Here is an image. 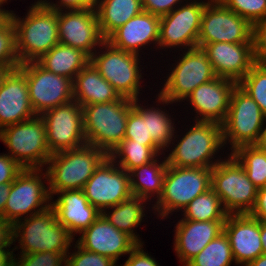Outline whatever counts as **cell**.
I'll use <instances>...</instances> for the list:
<instances>
[{"label":"cell","instance_id":"17","mask_svg":"<svg viewBox=\"0 0 266 266\" xmlns=\"http://www.w3.org/2000/svg\"><path fill=\"white\" fill-rule=\"evenodd\" d=\"M89 203L101 213L132 196L130 174L107 156L83 188Z\"/></svg>","mask_w":266,"mask_h":266},{"label":"cell","instance_id":"30","mask_svg":"<svg viewBox=\"0 0 266 266\" xmlns=\"http://www.w3.org/2000/svg\"><path fill=\"white\" fill-rule=\"evenodd\" d=\"M163 155L160 154L153 161L129 172L132 196L146 199L152 205L158 200L162 193L167 171V159Z\"/></svg>","mask_w":266,"mask_h":266},{"label":"cell","instance_id":"21","mask_svg":"<svg viewBox=\"0 0 266 266\" xmlns=\"http://www.w3.org/2000/svg\"><path fill=\"white\" fill-rule=\"evenodd\" d=\"M75 240L85 250L109 257L116 263L138 245L132 237L110 224L102 214Z\"/></svg>","mask_w":266,"mask_h":266},{"label":"cell","instance_id":"4","mask_svg":"<svg viewBox=\"0 0 266 266\" xmlns=\"http://www.w3.org/2000/svg\"><path fill=\"white\" fill-rule=\"evenodd\" d=\"M141 57L118 49L105 40L92 54L90 62L121 97L135 100L141 99L145 88L142 85L144 76H147L143 70L144 68L148 69L147 66H143L146 56H143L144 60Z\"/></svg>","mask_w":266,"mask_h":266},{"label":"cell","instance_id":"44","mask_svg":"<svg viewBox=\"0 0 266 266\" xmlns=\"http://www.w3.org/2000/svg\"><path fill=\"white\" fill-rule=\"evenodd\" d=\"M144 244H138L127 256L123 266H161L155 257L144 251Z\"/></svg>","mask_w":266,"mask_h":266},{"label":"cell","instance_id":"36","mask_svg":"<svg viewBox=\"0 0 266 266\" xmlns=\"http://www.w3.org/2000/svg\"><path fill=\"white\" fill-rule=\"evenodd\" d=\"M232 154L257 189L266 186V151L256 145H245L238 147Z\"/></svg>","mask_w":266,"mask_h":266},{"label":"cell","instance_id":"40","mask_svg":"<svg viewBox=\"0 0 266 266\" xmlns=\"http://www.w3.org/2000/svg\"><path fill=\"white\" fill-rule=\"evenodd\" d=\"M19 65L16 54L15 27L11 20L0 29V67L14 69Z\"/></svg>","mask_w":266,"mask_h":266},{"label":"cell","instance_id":"27","mask_svg":"<svg viewBox=\"0 0 266 266\" xmlns=\"http://www.w3.org/2000/svg\"><path fill=\"white\" fill-rule=\"evenodd\" d=\"M155 96V102L152 101L154 103H151L152 105L148 103L149 100L142 101L140 99L133 100V103L147 116L148 135H151L152 142L164 154L171 146L178 125L175 123L178 121L177 115H174L175 117L172 115L175 112H171V114L169 112L170 108H174L173 105L176 104L163 98L158 92ZM166 106L169 107L168 110Z\"/></svg>","mask_w":266,"mask_h":266},{"label":"cell","instance_id":"41","mask_svg":"<svg viewBox=\"0 0 266 266\" xmlns=\"http://www.w3.org/2000/svg\"><path fill=\"white\" fill-rule=\"evenodd\" d=\"M73 248V250H72ZM72 251V252H71ZM111 258L82 248L76 241L66 256V266H115Z\"/></svg>","mask_w":266,"mask_h":266},{"label":"cell","instance_id":"53","mask_svg":"<svg viewBox=\"0 0 266 266\" xmlns=\"http://www.w3.org/2000/svg\"><path fill=\"white\" fill-rule=\"evenodd\" d=\"M260 234L263 247V254H266V221H260Z\"/></svg>","mask_w":266,"mask_h":266},{"label":"cell","instance_id":"6","mask_svg":"<svg viewBox=\"0 0 266 266\" xmlns=\"http://www.w3.org/2000/svg\"><path fill=\"white\" fill-rule=\"evenodd\" d=\"M177 53L174 60H171L174 63L171 66L170 63L164 66L168 72H166V76L162 73V86L160 84V87H156L159 89H155V92L176 106L179 103V106L183 107L181 106L182 102L193 90L217 76L207 54L201 48L178 51Z\"/></svg>","mask_w":266,"mask_h":266},{"label":"cell","instance_id":"38","mask_svg":"<svg viewBox=\"0 0 266 266\" xmlns=\"http://www.w3.org/2000/svg\"><path fill=\"white\" fill-rule=\"evenodd\" d=\"M124 139L141 145H155L151 135H148L147 116L134 103L129 110Z\"/></svg>","mask_w":266,"mask_h":266},{"label":"cell","instance_id":"7","mask_svg":"<svg viewBox=\"0 0 266 266\" xmlns=\"http://www.w3.org/2000/svg\"><path fill=\"white\" fill-rule=\"evenodd\" d=\"M212 168L173 167L167 165L162 193L152 205L161 221L178 215L198 195L211 189ZM176 212V213H175Z\"/></svg>","mask_w":266,"mask_h":266},{"label":"cell","instance_id":"12","mask_svg":"<svg viewBox=\"0 0 266 266\" xmlns=\"http://www.w3.org/2000/svg\"><path fill=\"white\" fill-rule=\"evenodd\" d=\"M265 117L259 105L237 84L232 91L227 117L222 124L226 151L232 153L240 146L255 145Z\"/></svg>","mask_w":266,"mask_h":266},{"label":"cell","instance_id":"22","mask_svg":"<svg viewBox=\"0 0 266 266\" xmlns=\"http://www.w3.org/2000/svg\"><path fill=\"white\" fill-rule=\"evenodd\" d=\"M207 54L216 76L239 83L256 63L253 43L216 42L206 44Z\"/></svg>","mask_w":266,"mask_h":266},{"label":"cell","instance_id":"2","mask_svg":"<svg viewBox=\"0 0 266 266\" xmlns=\"http://www.w3.org/2000/svg\"><path fill=\"white\" fill-rule=\"evenodd\" d=\"M25 16L12 12L15 27L16 54L20 65L39 60L59 44L58 11L49 9L45 0H35Z\"/></svg>","mask_w":266,"mask_h":266},{"label":"cell","instance_id":"11","mask_svg":"<svg viewBox=\"0 0 266 266\" xmlns=\"http://www.w3.org/2000/svg\"><path fill=\"white\" fill-rule=\"evenodd\" d=\"M49 206L51 197L46 170L23 169L11 183L4 209V231L17 221L42 212Z\"/></svg>","mask_w":266,"mask_h":266},{"label":"cell","instance_id":"23","mask_svg":"<svg viewBox=\"0 0 266 266\" xmlns=\"http://www.w3.org/2000/svg\"><path fill=\"white\" fill-rule=\"evenodd\" d=\"M223 231L237 266H247L263 254L260 221L249 214H228Z\"/></svg>","mask_w":266,"mask_h":266},{"label":"cell","instance_id":"16","mask_svg":"<svg viewBox=\"0 0 266 266\" xmlns=\"http://www.w3.org/2000/svg\"><path fill=\"white\" fill-rule=\"evenodd\" d=\"M51 155L76 149L86 143L83 109L75 100L59 105L41 115Z\"/></svg>","mask_w":266,"mask_h":266},{"label":"cell","instance_id":"5","mask_svg":"<svg viewBox=\"0 0 266 266\" xmlns=\"http://www.w3.org/2000/svg\"><path fill=\"white\" fill-rule=\"evenodd\" d=\"M107 156L103 150L90 144L52 154L44 168L50 197L64 190L83 189Z\"/></svg>","mask_w":266,"mask_h":266},{"label":"cell","instance_id":"19","mask_svg":"<svg viewBox=\"0 0 266 266\" xmlns=\"http://www.w3.org/2000/svg\"><path fill=\"white\" fill-rule=\"evenodd\" d=\"M59 43L80 49L89 57L105 41L95 8L58 12Z\"/></svg>","mask_w":266,"mask_h":266},{"label":"cell","instance_id":"20","mask_svg":"<svg viewBox=\"0 0 266 266\" xmlns=\"http://www.w3.org/2000/svg\"><path fill=\"white\" fill-rule=\"evenodd\" d=\"M159 30L160 16L142 11L115 30L106 41L126 52L146 55L144 50H152V47L150 52H158Z\"/></svg>","mask_w":266,"mask_h":266},{"label":"cell","instance_id":"14","mask_svg":"<svg viewBox=\"0 0 266 266\" xmlns=\"http://www.w3.org/2000/svg\"><path fill=\"white\" fill-rule=\"evenodd\" d=\"M253 26L220 0H209L201 19L197 48L216 42L253 43Z\"/></svg>","mask_w":266,"mask_h":266},{"label":"cell","instance_id":"18","mask_svg":"<svg viewBox=\"0 0 266 266\" xmlns=\"http://www.w3.org/2000/svg\"><path fill=\"white\" fill-rule=\"evenodd\" d=\"M236 85L234 81L217 76L193 90L181 105L186 112L190 110L189 114L192 112L190 115L194 117L191 116V120L210 121L222 125L227 117L230 98Z\"/></svg>","mask_w":266,"mask_h":266},{"label":"cell","instance_id":"29","mask_svg":"<svg viewBox=\"0 0 266 266\" xmlns=\"http://www.w3.org/2000/svg\"><path fill=\"white\" fill-rule=\"evenodd\" d=\"M148 212L149 214H153L152 204H150L146 199L131 196L127 200L105 209L101 214L110 224L115 226L119 231L128 234L138 244H145L141 239L142 237H140V234L136 231L137 228L142 225V222L144 223L145 220H148L150 217L147 215Z\"/></svg>","mask_w":266,"mask_h":266},{"label":"cell","instance_id":"13","mask_svg":"<svg viewBox=\"0 0 266 266\" xmlns=\"http://www.w3.org/2000/svg\"><path fill=\"white\" fill-rule=\"evenodd\" d=\"M208 1L185 0L172 12L160 17L158 53L164 55V50L174 57L175 52L197 48L201 19Z\"/></svg>","mask_w":266,"mask_h":266},{"label":"cell","instance_id":"45","mask_svg":"<svg viewBox=\"0 0 266 266\" xmlns=\"http://www.w3.org/2000/svg\"><path fill=\"white\" fill-rule=\"evenodd\" d=\"M23 168L6 153H0V184L12 183Z\"/></svg>","mask_w":266,"mask_h":266},{"label":"cell","instance_id":"49","mask_svg":"<svg viewBox=\"0 0 266 266\" xmlns=\"http://www.w3.org/2000/svg\"><path fill=\"white\" fill-rule=\"evenodd\" d=\"M249 215L259 221H266V186L257 189L256 202Z\"/></svg>","mask_w":266,"mask_h":266},{"label":"cell","instance_id":"28","mask_svg":"<svg viewBox=\"0 0 266 266\" xmlns=\"http://www.w3.org/2000/svg\"><path fill=\"white\" fill-rule=\"evenodd\" d=\"M120 98L119 93L101 76L91 62L73 80V100L82 107L117 101Z\"/></svg>","mask_w":266,"mask_h":266},{"label":"cell","instance_id":"1","mask_svg":"<svg viewBox=\"0 0 266 266\" xmlns=\"http://www.w3.org/2000/svg\"><path fill=\"white\" fill-rule=\"evenodd\" d=\"M189 122L193 124H187L185 127H188L184 131L177 126L171 146L167 153H164L167 165L189 168L214 167L228 154L223 143L222 125L210 121Z\"/></svg>","mask_w":266,"mask_h":266},{"label":"cell","instance_id":"25","mask_svg":"<svg viewBox=\"0 0 266 266\" xmlns=\"http://www.w3.org/2000/svg\"><path fill=\"white\" fill-rule=\"evenodd\" d=\"M174 225L173 251L180 265L185 266L204 247L223 232L225 221L178 220Z\"/></svg>","mask_w":266,"mask_h":266},{"label":"cell","instance_id":"24","mask_svg":"<svg viewBox=\"0 0 266 266\" xmlns=\"http://www.w3.org/2000/svg\"><path fill=\"white\" fill-rule=\"evenodd\" d=\"M34 116L25 74L18 67L10 69L0 85V130Z\"/></svg>","mask_w":266,"mask_h":266},{"label":"cell","instance_id":"3","mask_svg":"<svg viewBox=\"0 0 266 266\" xmlns=\"http://www.w3.org/2000/svg\"><path fill=\"white\" fill-rule=\"evenodd\" d=\"M13 251L17 254L59 252L67 256L75 238L57 220L55 209L49 206L42 212L21 219L7 230Z\"/></svg>","mask_w":266,"mask_h":266},{"label":"cell","instance_id":"56","mask_svg":"<svg viewBox=\"0 0 266 266\" xmlns=\"http://www.w3.org/2000/svg\"><path fill=\"white\" fill-rule=\"evenodd\" d=\"M16 1V0H15ZM21 1V0H20ZM25 1V0H24ZM8 2H11V0H0V5L1 6H5V5H7V4H9ZM5 4V5H4Z\"/></svg>","mask_w":266,"mask_h":266},{"label":"cell","instance_id":"33","mask_svg":"<svg viewBox=\"0 0 266 266\" xmlns=\"http://www.w3.org/2000/svg\"><path fill=\"white\" fill-rule=\"evenodd\" d=\"M163 154L155 145H141L131 139H123L108 155L126 172L153 161Z\"/></svg>","mask_w":266,"mask_h":266},{"label":"cell","instance_id":"15","mask_svg":"<svg viewBox=\"0 0 266 266\" xmlns=\"http://www.w3.org/2000/svg\"><path fill=\"white\" fill-rule=\"evenodd\" d=\"M25 74L29 100L36 115L73 100V80L56 75L43 68L37 61L18 66Z\"/></svg>","mask_w":266,"mask_h":266},{"label":"cell","instance_id":"26","mask_svg":"<svg viewBox=\"0 0 266 266\" xmlns=\"http://www.w3.org/2000/svg\"><path fill=\"white\" fill-rule=\"evenodd\" d=\"M51 206L55 209L57 220L75 239L101 214L89 203L83 189L56 192L51 198Z\"/></svg>","mask_w":266,"mask_h":266},{"label":"cell","instance_id":"34","mask_svg":"<svg viewBox=\"0 0 266 266\" xmlns=\"http://www.w3.org/2000/svg\"><path fill=\"white\" fill-rule=\"evenodd\" d=\"M227 216L228 213L224 210L219 196L212 189H209L195 197L181 211L179 220L226 221Z\"/></svg>","mask_w":266,"mask_h":266},{"label":"cell","instance_id":"52","mask_svg":"<svg viewBox=\"0 0 266 266\" xmlns=\"http://www.w3.org/2000/svg\"><path fill=\"white\" fill-rule=\"evenodd\" d=\"M259 149L266 151V117L260 132L259 139L255 144Z\"/></svg>","mask_w":266,"mask_h":266},{"label":"cell","instance_id":"50","mask_svg":"<svg viewBox=\"0 0 266 266\" xmlns=\"http://www.w3.org/2000/svg\"><path fill=\"white\" fill-rule=\"evenodd\" d=\"M11 189V183L0 184V227L4 230V209L9 192Z\"/></svg>","mask_w":266,"mask_h":266},{"label":"cell","instance_id":"48","mask_svg":"<svg viewBox=\"0 0 266 266\" xmlns=\"http://www.w3.org/2000/svg\"><path fill=\"white\" fill-rule=\"evenodd\" d=\"M7 231L0 233V266H15V252Z\"/></svg>","mask_w":266,"mask_h":266},{"label":"cell","instance_id":"8","mask_svg":"<svg viewBox=\"0 0 266 266\" xmlns=\"http://www.w3.org/2000/svg\"><path fill=\"white\" fill-rule=\"evenodd\" d=\"M132 106L133 100L125 97L117 101L83 106L86 143L109 155L124 139L126 122Z\"/></svg>","mask_w":266,"mask_h":266},{"label":"cell","instance_id":"37","mask_svg":"<svg viewBox=\"0 0 266 266\" xmlns=\"http://www.w3.org/2000/svg\"><path fill=\"white\" fill-rule=\"evenodd\" d=\"M238 85L259 105L266 116V64L256 62Z\"/></svg>","mask_w":266,"mask_h":266},{"label":"cell","instance_id":"35","mask_svg":"<svg viewBox=\"0 0 266 266\" xmlns=\"http://www.w3.org/2000/svg\"><path fill=\"white\" fill-rule=\"evenodd\" d=\"M236 265L232 249L223 231L185 266H231Z\"/></svg>","mask_w":266,"mask_h":266},{"label":"cell","instance_id":"32","mask_svg":"<svg viewBox=\"0 0 266 266\" xmlns=\"http://www.w3.org/2000/svg\"><path fill=\"white\" fill-rule=\"evenodd\" d=\"M37 62L56 75L74 80L75 76L90 62V57L80 49L59 43Z\"/></svg>","mask_w":266,"mask_h":266},{"label":"cell","instance_id":"46","mask_svg":"<svg viewBox=\"0 0 266 266\" xmlns=\"http://www.w3.org/2000/svg\"><path fill=\"white\" fill-rule=\"evenodd\" d=\"M185 0H142L143 10L157 16L172 12Z\"/></svg>","mask_w":266,"mask_h":266},{"label":"cell","instance_id":"10","mask_svg":"<svg viewBox=\"0 0 266 266\" xmlns=\"http://www.w3.org/2000/svg\"><path fill=\"white\" fill-rule=\"evenodd\" d=\"M211 189L228 214H249L256 202L257 188L232 153L212 167Z\"/></svg>","mask_w":266,"mask_h":266},{"label":"cell","instance_id":"42","mask_svg":"<svg viewBox=\"0 0 266 266\" xmlns=\"http://www.w3.org/2000/svg\"><path fill=\"white\" fill-rule=\"evenodd\" d=\"M15 266H66V256L51 251L15 254Z\"/></svg>","mask_w":266,"mask_h":266},{"label":"cell","instance_id":"51","mask_svg":"<svg viewBox=\"0 0 266 266\" xmlns=\"http://www.w3.org/2000/svg\"><path fill=\"white\" fill-rule=\"evenodd\" d=\"M13 10L5 9L0 5V29L5 27L12 20Z\"/></svg>","mask_w":266,"mask_h":266},{"label":"cell","instance_id":"54","mask_svg":"<svg viewBox=\"0 0 266 266\" xmlns=\"http://www.w3.org/2000/svg\"><path fill=\"white\" fill-rule=\"evenodd\" d=\"M247 266H266V254H262L255 260L251 261Z\"/></svg>","mask_w":266,"mask_h":266},{"label":"cell","instance_id":"39","mask_svg":"<svg viewBox=\"0 0 266 266\" xmlns=\"http://www.w3.org/2000/svg\"><path fill=\"white\" fill-rule=\"evenodd\" d=\"M228 9L246 19L252 26L266 18V0H220Z\"/></svg>","mask_w":266,"mask_h":266},{"label":"cell","instance_id":"47","mask_svg":"<svg viewBox=\"0 0 266 266\" xmlns=\"http://www.w3.org/2000/svg\"><path fill=\"white\" fill-rule=\"evenodd\" d=\"M45 0V5L54 11L95 8L97 0ZM55 2V3H54Z\"/></svg>","mask_w":266,"mask_h":266},{"label":"cell","instance_id":"55","mask_svg":"<svg viewBox=\"0 0 266 266\" xmlns=\"http://www.w3.org/2000/svg\"><path fill=\"white\" fill-rule=\"evenodd\" d=\"M10 69L6 68V67H0V85L2 83V80L5 76V74L9 71Z\"/></svg>","mask_w":266,"mask_h":266},{"label":"cell","instance_id":"31","mask_svg":"<svg viewBox=\"0 0 266 266\" xmlns=\"http://www.w3.org/2000/svg\"><path fill=\"white\" fill-rule=\"evenodd\" d=\"M95 10L105 40L128 20L144 11L142 0H97Z\"/></svg>","mask_w":266,"mask_h":266},{"label":"cell","instance_id":"9","mask_svg":"<svg viewBox=\"0 0 266 266\" xmlns=\"http://www.w3.org/2000/svg\"><path fill=\"white\" fill-rule=\"evenodd\" d=\"M0 141L8 148L6 154L23 169H44L51 157L46 126L39 115L2 128Z\"/></svg>","mask_w":266,"mask_h":266},{"label":"cell","instance_id":"43","mask_svg":"<svg viewBox=\"0 0 266 266\" xmlns=\"http://www.w3.org/2000/svg\"><path fill=\"white\" fill-rule=\"evenodd\" d=\"M252 39L255 61L266 64V18L253 25Z\"/></svg>","mask_w":266,"mask_h":266}]
</instances>
